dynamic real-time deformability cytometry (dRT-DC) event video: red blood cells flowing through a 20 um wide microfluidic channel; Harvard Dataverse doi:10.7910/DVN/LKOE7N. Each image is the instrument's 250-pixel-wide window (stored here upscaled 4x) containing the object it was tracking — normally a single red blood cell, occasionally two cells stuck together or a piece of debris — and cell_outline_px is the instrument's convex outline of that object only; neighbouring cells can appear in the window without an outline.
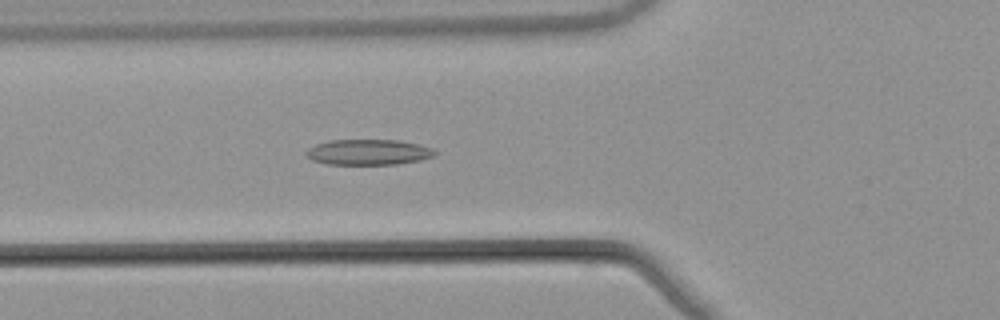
{"species": "common noctule bat (a hibernating species)", "species_latin": "Nyctalus noctula", "temperature_condition": "warm", "stored_images_in_passage": 36, "camera_frame_rate_fps": 3000, "um_per_image_px": 0.085, "animal": {"sex": "male", "body_mass_g": 21.5, "forearm_length_mm": 52.0}, "frame": {"image": 1, "passage_image": 10, "time_ms": 3.0, "image_size_px": [1000, 320], "cell_outline_px": [[436, 156], [420, 160], [396, 164], [328, 164], [312, 160], [304, 156], [304, 152], [308, 148], [316, 144], [328, 140], [400, 140], [420, 144], [432, 148], [436, 152]], "centroid_in_image_um": [31.3, 12.93], "position_along_channel_um": 94.5, "area_um2": 19.36}}
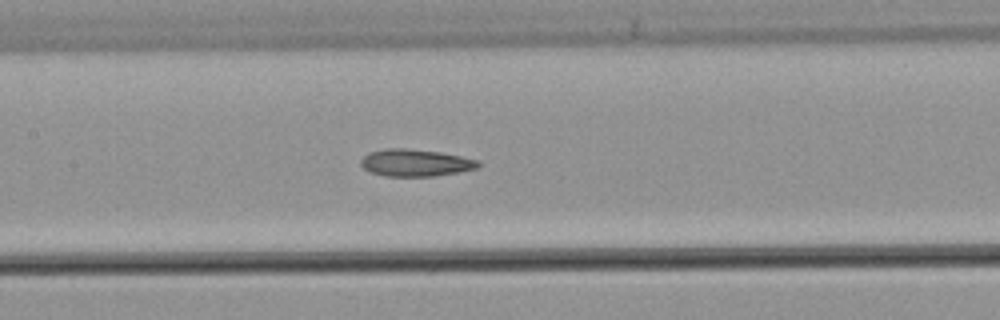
{"frame": {"image": 2, "passage_image": 16, "time_ms": 5.0, "image_size_px": [1000, 320], "cell_outline_px": [[480, 168], [460, 172], [432, 176], [384, 176], [372, 172], [364, 168], [360, 164], [360, 160], [368, 152], [384, 148], [404, 148], [440, 152], [480, 160]], "centroid_in_image_um": [35.33, 13.83], "position_along_channel_um": 172.1, "area_um2": 18.67}}
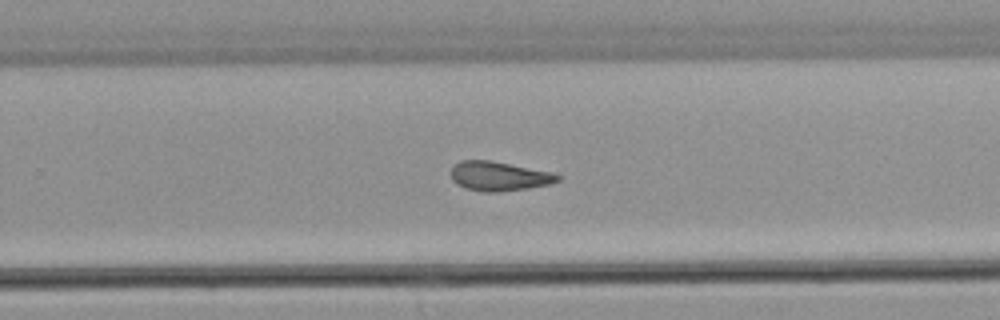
{"frame": {"image": 3, "passage_image": 25, "time_ms": 8.0, "image_size_px": [1000, 320], "cell_outline_px": [[560, 180], [548, 184], [528, 188], [496, 192], [488, 192], [468, 188], [456, 184], [452, 180], [452, 168], [460, 160], [492, 160], [552, 172], [560, 176]], "centroid_in_image_um": [42.42, 14.96], "position_along_channel_um": 287.4, "area_um2": 18.03}, "authors_computed_cell_mechanics": {"area_um2": 18.496, "velocity_mm_per_s": 3.8601, "shape_relaxation_time_tau1_ms": null, "shape_relaxation_time_tau2_ms": 4.136, "deformation_change_tau1": null, "deformation_change_tau2": 0.1299}}